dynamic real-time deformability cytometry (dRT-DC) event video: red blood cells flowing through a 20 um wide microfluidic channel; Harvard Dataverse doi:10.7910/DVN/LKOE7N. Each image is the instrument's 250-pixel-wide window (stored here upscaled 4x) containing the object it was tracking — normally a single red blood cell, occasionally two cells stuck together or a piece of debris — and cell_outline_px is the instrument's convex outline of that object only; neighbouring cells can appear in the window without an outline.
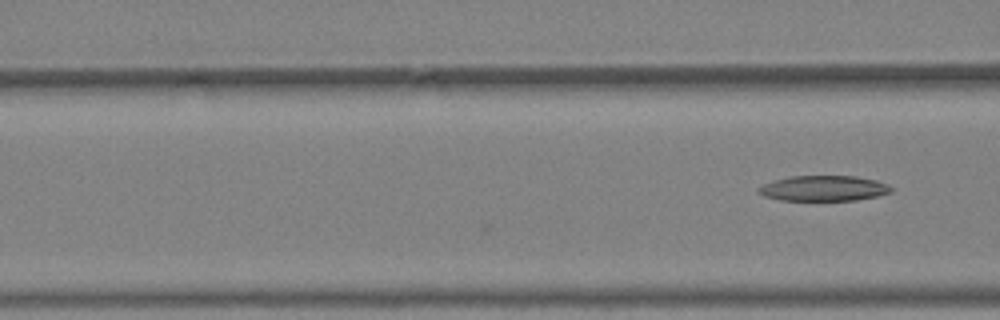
{"species": "Egyptian fruit bat (a non-hibernating species)", "species_latin": "Rousettus aegyptiacus", "temperature_condition": "warm", "stored_images_in_passage": 6, "camera_frame_rate_fps": 3000, "um_per_image_px": 0.085, "animal": {"sex": "female"}, "frame": {"image": 1, "passage_image": 6, "time_ms": 1.667, "image_size_px": [1000, 320], "cell_outline_px": [[892, 192], [876, 196], [856, 200], [780, 200], [764, 196], [756, 192], [756, 188], [764, 184], [776, 180], [792, 176], [856, 176], [876, 180], [888, 184], [892, 188]], "centroid_in_image_um": [70.01, 16.01], "position_along_channel_um": 96.6, "area_um2": 19.59}}